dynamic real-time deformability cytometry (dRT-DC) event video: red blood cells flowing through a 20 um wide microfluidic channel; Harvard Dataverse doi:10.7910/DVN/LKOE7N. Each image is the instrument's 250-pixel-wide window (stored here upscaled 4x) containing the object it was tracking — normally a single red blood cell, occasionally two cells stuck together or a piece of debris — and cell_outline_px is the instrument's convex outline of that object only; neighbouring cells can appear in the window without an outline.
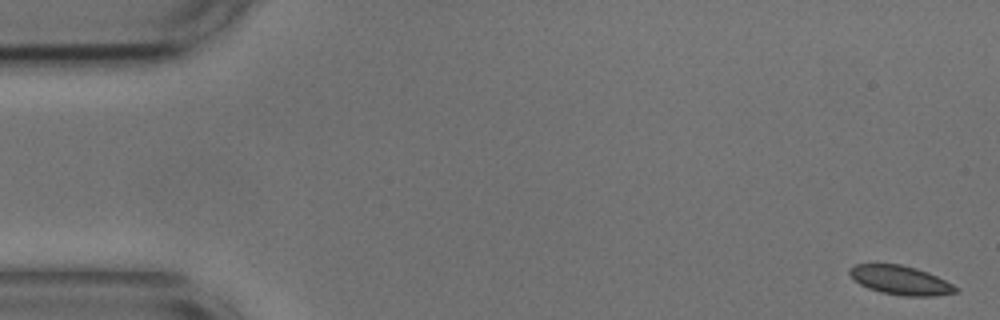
{"species": "common noctule bat (a hibernating species)", "species_latin": "Nyctalus noctula", "temperature_condition": "cold", "stored_images_in_passage": 55, "camera_frame_rate_fps": 3000, "um_per_image_px": 0.085, "animal": {"sex": "male", "body_mass_g": 17.9, "forearm_length_mm": 54.2}, "frame": {"image": 1, "passage_image": 1, "time_ms": 0.0, "image_size_px": [1000, 320], "cell_outline_px": [[960, 292], [936, 296], [904, 296], [880, 292], [868, 288], [860, 284], [848, 272], [856, 264], [900, 264], [916, 268], [928, 272], [960, 288]], "centroid_in_image_um": [76.6, 23.83], "position_along_channel_um": 8.4, "area_um2": 17.86}}
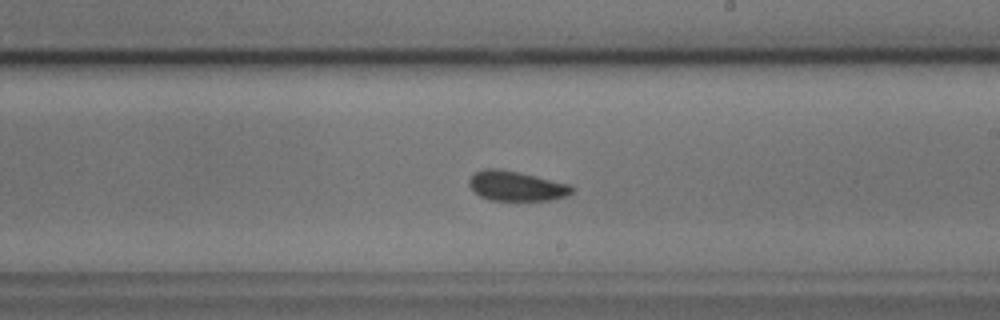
{"frame": {"image": 2, "passage_image": 31, "time_ms": 10.0, "image_size_px": [1000, 320], "cell_outline_px": [[576, 188], [568, 196], [548, 200], [488, 200], [480, 196], [468, 184], [468, 180], [476, 172], [484, 168], [500, 168], [520, 172], [572, 184]], "centroid_in_image_um": [43.93, 15.8], "position_along_channel_um": 245.1, "area_um2": 18.09}}
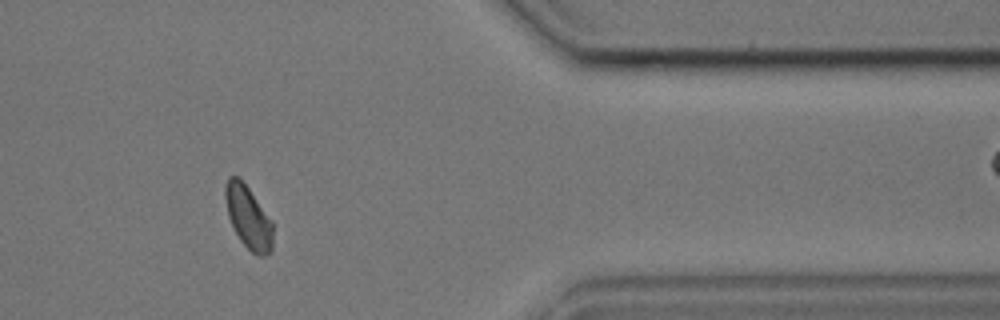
{"frame": {"image": 3, "passage_image": 45, "time_ms": 14.667, "image_size_px": [1000, 320], "cell_outline_px": [[272, 252], [264, 256], [256, 256], [240, 240], [228, 216], [224, 196], [224, 188], [228, 176], [236, 176], [248, 188], [272, 220]], "centroid_in_image_um": [21.1, 18.48], "position_along_channel_um": 390.3, "area_um2": 17.28}, "authors_computed_cell_mechanics": {"area_um2": 18.0336, "velocity_mm_per_s": 3.6236, "shape_relaxation_time_tau1_ms": 7.7547, "shape_relaxation_time_tau2_ms": null, "deformation_change_tau1": 0.0938, "deformation_change_tau2": null}}